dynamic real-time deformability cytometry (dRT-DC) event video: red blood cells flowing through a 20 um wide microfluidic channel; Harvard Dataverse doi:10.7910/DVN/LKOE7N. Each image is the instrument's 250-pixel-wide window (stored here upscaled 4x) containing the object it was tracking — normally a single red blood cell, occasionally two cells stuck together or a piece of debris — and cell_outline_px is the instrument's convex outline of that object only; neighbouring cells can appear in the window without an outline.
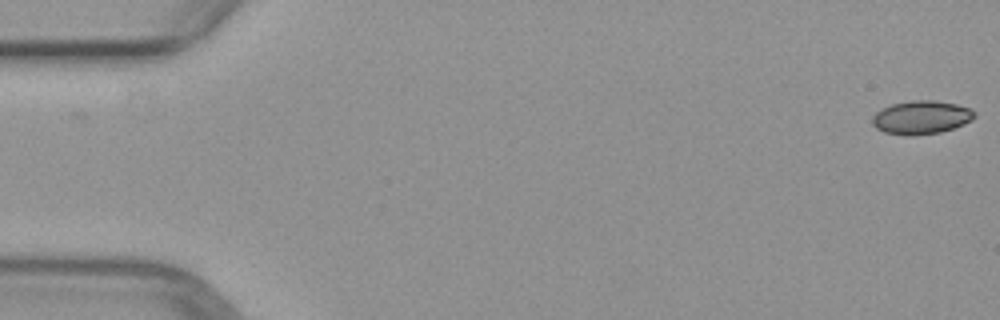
{"species": "common noctule bat (a hibernating species)", "species_latin": "Nyctalus noctula", "temperature_condition": "warm", "stored_images_in_passage": 5, "camera_frame_rate_fps": 3000, "um_per_image_px": 0.085, "animal": {"sex": "female", "body_mass_g": 29.2, "forearm_length_mm": 56.3}, "frame": {"image": 1, "passage_image": 1, "time_ms": 0.0, "image_size_px": [1000, 320], "cell_outline_px": [[976, 116], [972, 120], [964, 124], [940, 132], [912, 136], [908, 136], [884, 132], [876, 128], [872, 124], [872, 116], [876, 112], [892, 104], [912, 100], [932, 100], [956, 104], [972, 108], [976, 112]], "centroid_in_image_um": [78.33, 9.98], "position_along_channel_um": 6.7, "area_um2": 20.0}}
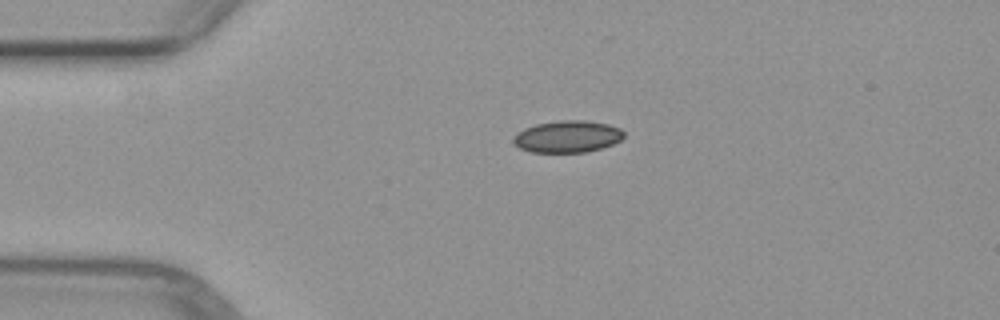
{"frame": {"image": 2, "passage_image": 4, "time_ms": 3.667, "image_size_px": [1000, 320], "cell_outline_px": [[624, 136], [620, 140], [612, 144], [600, 148], [584, 152], [532, 152], [520, 148], [512, 140], [512, 136], [516, 132], [524, 128], [536, 124], [560, 120], [584, 120], [608, 124], [620, 128], [624, 132]], "centroid_in_image_um": [48.21, 11.6], "position_along_channel_um": 36.8, "area_um2": 20.52}}